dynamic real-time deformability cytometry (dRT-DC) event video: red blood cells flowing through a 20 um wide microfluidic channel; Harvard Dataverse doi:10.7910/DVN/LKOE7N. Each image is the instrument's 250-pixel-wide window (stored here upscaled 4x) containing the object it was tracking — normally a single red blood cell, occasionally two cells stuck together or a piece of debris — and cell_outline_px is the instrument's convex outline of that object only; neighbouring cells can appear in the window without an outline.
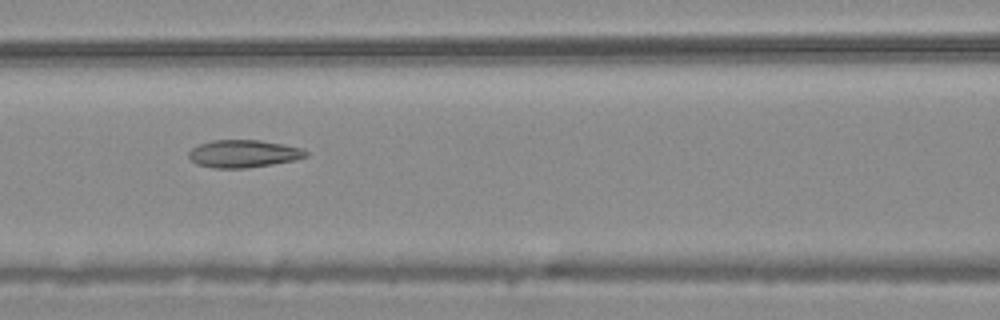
{"species": "common noctule bat (a hibernating species)", "species_latin": "Nyctalus noctula", "temperature_condition": "warm", "stored_images_in_passage": 7, "segment_of_instrument_passage": [1, 2], "camera_frame_rate_fps": 3000, "um_per_image_px": 0.085, "animal": {"sex": "male", "body_mass_g": 20.4}, "frame": {"image": 1, "passage_image": 6, "time_ms": 1.667, "image_size_px": [1000, 320], "cell_outline_px": [[308, 156], [296, 160], [248, 168], [212, 168], [196, 164], [188, 156], [188, 152], [192, 148], [200, 144], [212, 140], [260, 140], [300, 148], [308, 152]], "centroid_in_image_um": [20.68, 13.07], "position_along_channel_um": 145.9, "area_um2": 18.79}}